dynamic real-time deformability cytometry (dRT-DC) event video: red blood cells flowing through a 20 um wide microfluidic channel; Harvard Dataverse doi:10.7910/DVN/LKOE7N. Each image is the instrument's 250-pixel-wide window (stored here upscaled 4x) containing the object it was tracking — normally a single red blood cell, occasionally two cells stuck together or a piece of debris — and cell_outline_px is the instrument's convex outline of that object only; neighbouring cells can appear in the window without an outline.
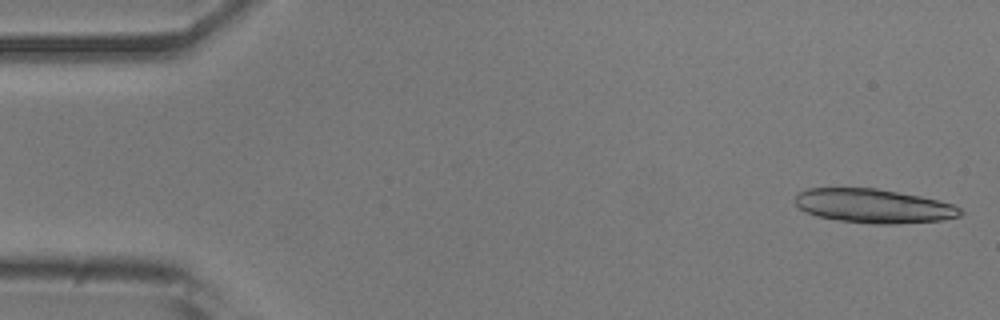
{"species": "common noctule bat (a hibernating species)", "species_latin": "Nyctalus noctula", "temperature_condition": "room temperature", "stored_images_in_passage": 18, "camera_frame_rate_fps": 3000, "um_per_image_px": 0.085, "animal": {"sex": "male", "body_mass_g": 20.5, "forearm_length_mm": 52.5}, "frame": {"image": 1, "passage_image": 1, "time_ms": 0.0, "image_size_px": [1000, 320], "cell_outline_px": [[964, 212], [960, 216], [944, 220], [900, 224], [872, 224], [840, 220], [816, 216], [800, 208], [796, 204], [796, 196], [800, 192], [808, 188], [876, 188], [920, 196], [952, 204], [960, 208]], "centroid_in_image_um": [74.3, 17.51], "position_along_channel_um": 10.7, "area_um2": 32.66}}